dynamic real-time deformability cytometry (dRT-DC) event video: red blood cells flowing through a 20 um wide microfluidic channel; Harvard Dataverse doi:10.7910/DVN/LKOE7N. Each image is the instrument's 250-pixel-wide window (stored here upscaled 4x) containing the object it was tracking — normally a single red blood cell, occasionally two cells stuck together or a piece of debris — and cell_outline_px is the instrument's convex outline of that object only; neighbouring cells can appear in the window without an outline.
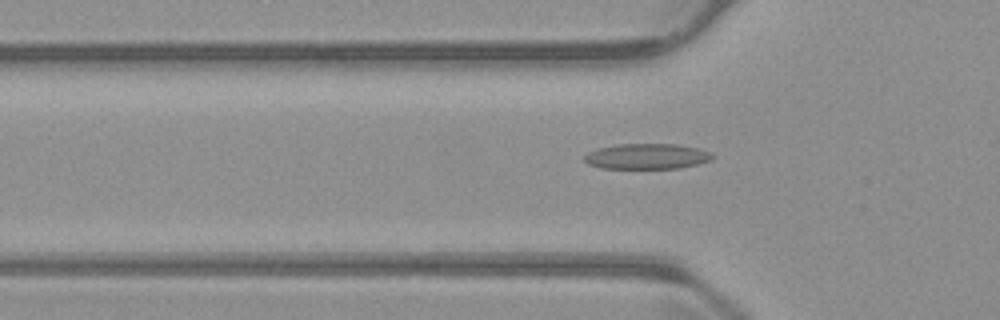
{"species": "common noctule bat (a hibernating species)", "species_latin": "Nyctalus noctula", "temperature_condition": "warm", "stored_images_in_passage": 31, "camera_frame_rate_fps": 3000, "um_per_image_px": 0.085, "animal": {"sex": "male", "body_mass_g": 23.1, "forearm_length_mm": 52.7}, "frame": {"image": 1, "passage_image": 18, "time_ms": 5.667, "image_size_px": [1000, 320], "cell_outline_px": [[716, 156], [712, 160], [680, 168], [600, 168], [588, 164], [584, 160], [584, 156], [588, 152], [596, 148], [616, 144], [676, 144], [696, 148], [712, 152]], "centroid_in_image_um": [54.98, 13.28], "position_along_channel_um": 70.8, "area_um2": 19.13}}
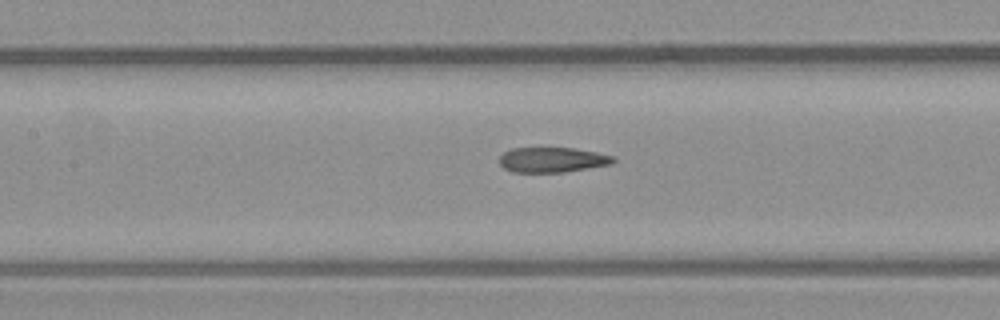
{"frame": {"image": 2, "passage_image": 25, "time_ms": 8.0, "image_size_px": [1000, 320], "cell_outline_px": [[616, 160], [612, 164], [564, 172], [512, 172], [504, 168], [500, 164], [500, 156], [504, 152], [512, 148], [572, 148], [596, 152], [616, 156]], "centroid_in_image_um": [46.97, 13.58], "position_along_channel_um": 160.4, "area_um2": 16.65}}
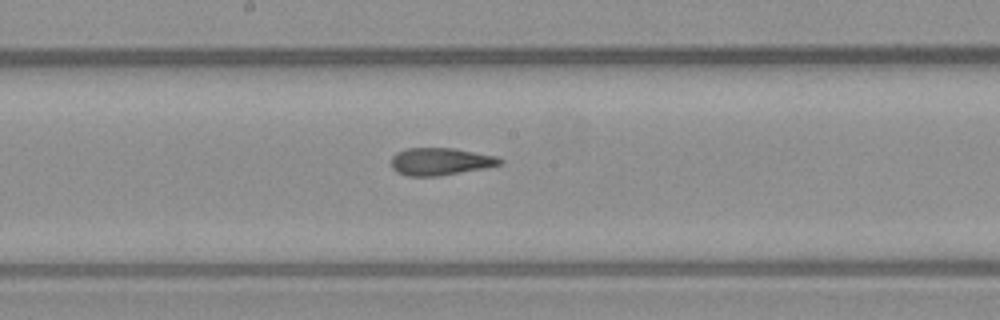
{"frame": {"image": 3, "passage_image": 29, "time_ms": 9.333, "image_size_px": [1000, 320], "cell_outline_px": [[504, 164], [484, 168], [440, 176], [408, 176], [396, 172], [392, 168], [392, 156], [396, 152], [408, 148], [452, 148], [496, 156], [504, 160]], "centroid_in_image_um": [37.44, 13.73], "position_along_channel_um": 210.8, "area_um2": 17.4}}